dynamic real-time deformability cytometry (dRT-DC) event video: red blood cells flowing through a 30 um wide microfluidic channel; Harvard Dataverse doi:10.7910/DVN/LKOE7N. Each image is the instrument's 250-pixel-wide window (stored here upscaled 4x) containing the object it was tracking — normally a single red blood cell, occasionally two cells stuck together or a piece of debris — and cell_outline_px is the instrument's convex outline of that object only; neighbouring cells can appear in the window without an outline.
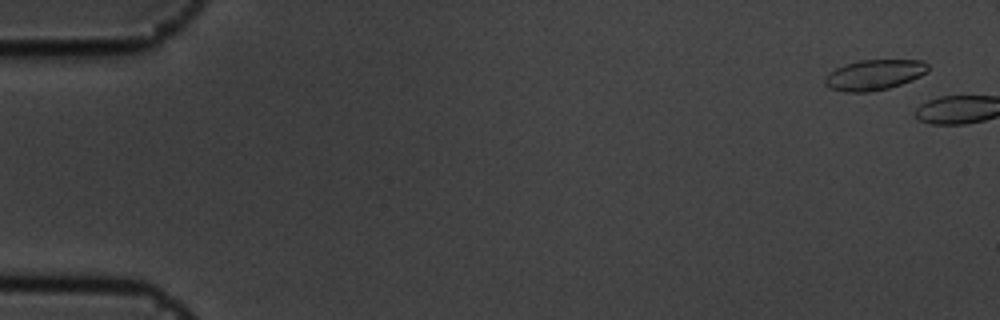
{"species": "common noctule bat (a hibernating species)", "species_latin": "Nyctalus noctula", "temperature_condition": "cold", "stored_images_in_passage": 3, "camera_frame_rate_fps": 3000, "um_per_image_px": 0.085, "animal": {"sex": "male", "body_mass_g": 19.5, "forearm_length_mm": 54.6}, "frame": {"image": 1, "passage_image": 1, "time_ms": 0.0, "image_size_px": [1000, 320], "cell_outline_px": [[928, 72], [912, 80], [888, 88], [868, 92], [844, 92], [828, 88], [824, 84], [824, 80], [828, 72], [836, 68], [860, 60], [924, 60], [928, 64]], "centroid_in_image_um": [74.3, 6.36], "position_along_channel_um": 10.7, "area_um2": 18.32}}